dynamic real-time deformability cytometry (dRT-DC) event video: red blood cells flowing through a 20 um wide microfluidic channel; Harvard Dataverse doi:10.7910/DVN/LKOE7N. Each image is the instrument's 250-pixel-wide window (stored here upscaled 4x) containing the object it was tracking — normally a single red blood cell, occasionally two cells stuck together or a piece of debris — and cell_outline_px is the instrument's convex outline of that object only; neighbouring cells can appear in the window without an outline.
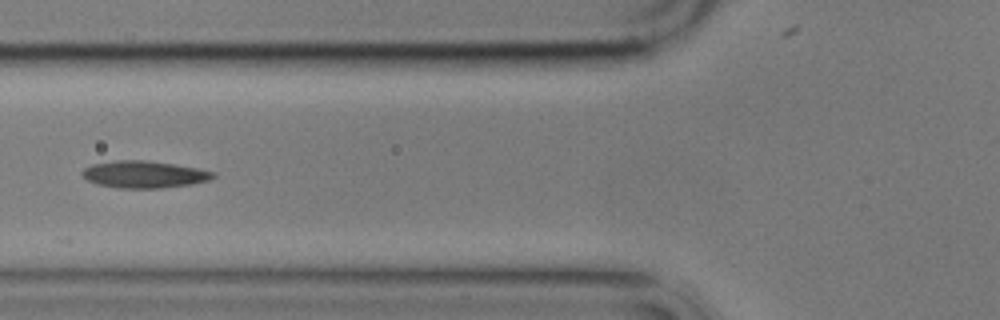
{"species": "common noctule bat (a hibernating species)", "species_latin": "Nyctalus noctula", "temperature_condition": "cold", "stored_images_in_passage": 14, "camera_frame_rate_fps": 3000, "um_per_image_px": 0.085, "animal": {"sex": "male", "body_mass_g": 17.9}, "frame": {"image": 1, "passage_image": 5, "time_ms": 5.667, "image_size_px": [1000, 320], "cell_outline_px": [[216, 176], [208, 180], [192, 184], [160, 188], [120, 188], [96, 184], [88, 180], [80, 172], [84, 168], [92, 164], [116, 160], [144, 160], [172, 164], [196, 168], [216, 172]], "centroid_in_image_um": [12.24, 14.82], "position_along_channel_um": 113.6, "area_um2": 20.52}}
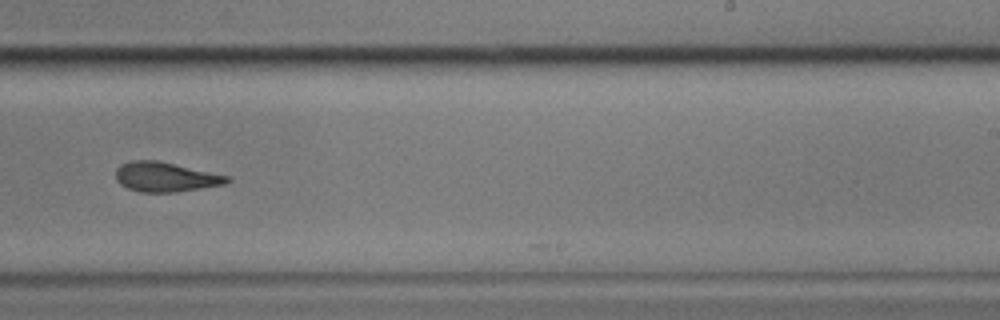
{"frame": {"image": 2, "passage_image": 9, "time_ms": 10.333, "image_size_px": [1000, 320], "cell_outline_px": [[232, 180], [224, 184], [176, 192], [140, 192], [128, 188], [120, 184], [116, 180], [116, 168], [120, 164], [132, 160], [156, 160], [232, 176]], "centroid_in_image_um": [14.07, 15.03], "position_along_channel_um": 274.9, "area_um2": 19.31}}
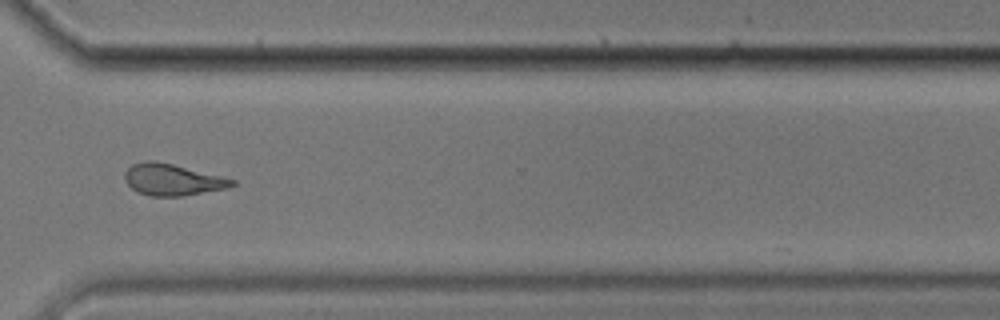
{"frame": {"image": 3, "passage_image": 11, "time_ms": 12.667, "image_size_px": [1000, 320], "cell_outline_px": [[236, 184], [228, 188], [180, 196], [152, 196], [136, 192], [124, 180], [124, 172], [132, 164], [144, 160], [156, 160], [224, 176], [236, 180]], "centroid_in_image_um": [14.65, 15.26], "position_along_channel_um": 355.9, "area_um2": 19.94}, "authors_computed_cell_mechanics": {"area_um2": 20.1433, "velocity_mm_per_s": 3.4667, "shape_relaxation_time_tau1_ms": null, "shape_relaxation_time_tau2_ms": 2.686, "deformation_change_tau1": null, "deformation_change_tau2": 0.0821}}